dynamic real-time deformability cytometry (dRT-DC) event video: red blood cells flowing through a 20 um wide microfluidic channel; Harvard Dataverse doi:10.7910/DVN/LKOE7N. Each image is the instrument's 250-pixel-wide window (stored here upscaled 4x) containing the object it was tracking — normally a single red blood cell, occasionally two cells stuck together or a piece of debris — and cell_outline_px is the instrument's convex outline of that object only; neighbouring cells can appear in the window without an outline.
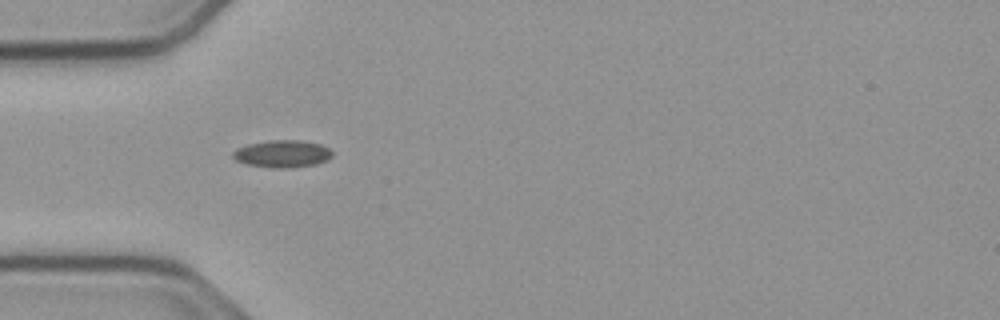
{"species": "common noctule bat (a hibernating species)", "species_latin": "Nyctalus noctula", "temperature_condition": "cold", "stored_images_in_passage": 5, "camera_frame_rate_fps": 3000, "um_per_image_px": 0.085, "animal": {"sex": "male", "body_mass_g": 23.1, "forearm_length_mm": 52.7}, "frame": {"image": 1, "passage_image": 1, "time_ms": 0.0, "image_size_px": [1000, 320], "cell_outline_px": [[332, 156], [328, 160], [316, 164], [288, 168], [272, 168], [248, 164], [236, 160], [232, 156], [232, 152], [236, 148], [248, 144], [272, 140], [296, 140], [320, 144], [328, 148], [332, 152]], "centroid_in_image_um": [23.99, 13.08], "position_along_channel_um": 61.0, "area_um2": 15.72}}